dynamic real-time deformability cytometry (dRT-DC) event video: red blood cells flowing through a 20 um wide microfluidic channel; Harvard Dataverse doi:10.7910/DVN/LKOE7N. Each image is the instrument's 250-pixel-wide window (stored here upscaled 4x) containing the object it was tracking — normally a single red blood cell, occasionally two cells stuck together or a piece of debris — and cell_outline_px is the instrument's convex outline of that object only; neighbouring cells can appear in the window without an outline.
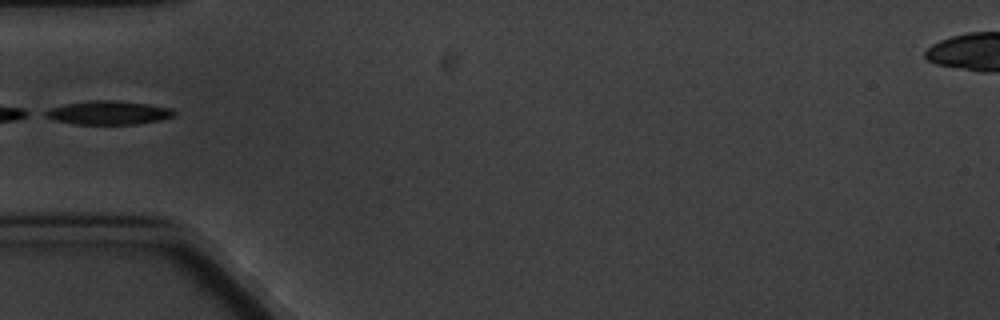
{"species": "common noctule bat (a hibernating species)", "species_latin": "Nyctalus noctula", "temperature_condition": "cold", "stored_images_in_passage": 6, "camera_frame_rate_fps": 3000, "um_per_image_px": 0.085, "animal": {"sex": "male", "body_mass_g": 20.1, "forearm_length_mm": 53.5}, "frame": {"image": 1, "passage_image": 6, "time_ms": 5.667, "image_size_px": [1000, 320], "cell_outline_px": [[176, 116], [160, 120], [136, 124], [76, 124], [56, 120], [44, 116], [40, 112], [48, 108], [64, 104], [88, 100], [120, 100], [148, 104], [172, 108], [176, 112]], "centroid_in_image_um": [9.2, 9.57], "position_along_channel_um": 75.8, "area_um2": 18.09}}